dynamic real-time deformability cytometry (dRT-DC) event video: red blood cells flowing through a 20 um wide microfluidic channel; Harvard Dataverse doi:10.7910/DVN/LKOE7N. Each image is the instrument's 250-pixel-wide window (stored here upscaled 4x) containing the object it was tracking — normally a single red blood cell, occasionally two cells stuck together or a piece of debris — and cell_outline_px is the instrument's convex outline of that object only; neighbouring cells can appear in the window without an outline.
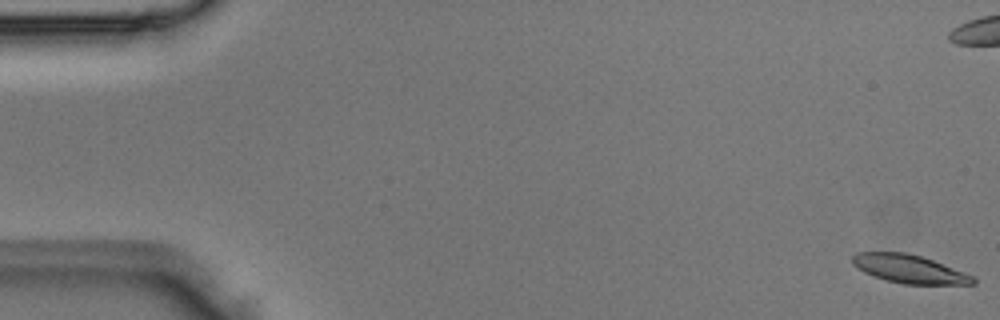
{"species": "Egyptian fruit bat (a non-hibernating species)", "species_latin": "Rousettus aegyptiacus", "temperature_condition": "room temperature", "stored_images_in_passage": 4, "segment_of_instrument_passage": [2, 2], "camera_frame_rate_fps": 3000, "um_per_image_px": 0.085, "animal": {"sex": "male"}, "frame": {"image": 1, "passage_image": 4, "time_ms": 1.0, "image_size_px": [1000, 320], "cell_outline_px": [[976, 284], [904, 284], [888, 280], [864, 272], [852, 264], [852, 256], [856, 252], [908, 252], [932, 260], [964, 272], [972, 276], [976, 280]], "centroid_in_image_um": [77.27, 22.85], "position_along_channel_um": 7.7, "area_um2": 19.65}}